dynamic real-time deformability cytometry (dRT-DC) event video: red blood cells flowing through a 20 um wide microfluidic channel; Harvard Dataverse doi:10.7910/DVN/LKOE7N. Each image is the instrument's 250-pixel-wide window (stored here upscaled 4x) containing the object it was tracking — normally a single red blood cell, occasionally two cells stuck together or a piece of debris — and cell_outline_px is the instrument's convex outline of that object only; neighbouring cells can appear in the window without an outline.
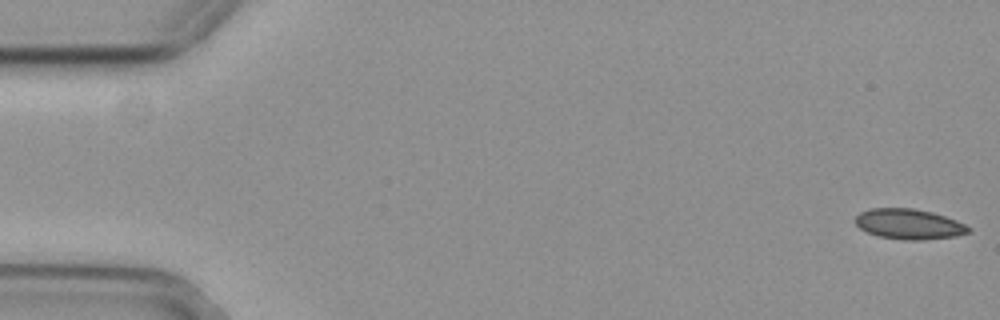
{"species": "common noctule bat (a hibernating species)", "species_latin": "Nyctalus noctula", "temperature_condition": "cold", "stored_images_in_passage": 37, "camera_frame_rate_fps": 3000, "um_per_image_px": 0.085, "animal": {"sex": "female", "body_mass_g": 29.2, "forearm_length_mm": 56.3}, "frame": {"image": 1, "passage_image": 1, "time_ms": 0.0, "image_size_px": [1000, 320], "cell_outline_px": [[972, 232], [956, 236], [924, 240], [904, 240], [876, 236], [860, 228], [856, 224], [856, 216], [860, 212], [868, 208], [912, 208], [932, 212], [956, 220], [972, 228]], "centroid_in_image_um": [77.28, 19.05], "position_along_channel_um": 7.7, "area_um2": 20.11}}
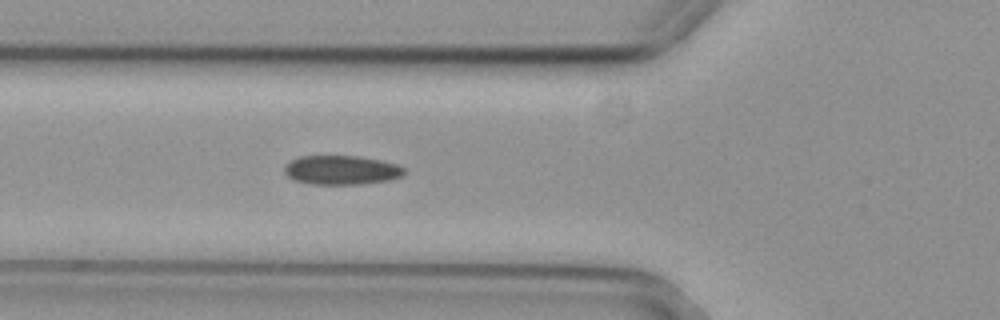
{"frame": {"image": 2, "passage_image": 20, "time_ms": 6.333, "image_size_px": [1000, 320], "cell_outline_px": [[408, 172], [400, 176], [388, 180], [360, 184], [312, 184], [292, 180], [284, 172], [284, 164], [300, 156], [356, 156], [380, 160], [396, 164], [404, 168]], "centroid_in_image_um": [28.99, 14.45], "position_along_channel_um": 96.8, "area_um2": 20.35}}
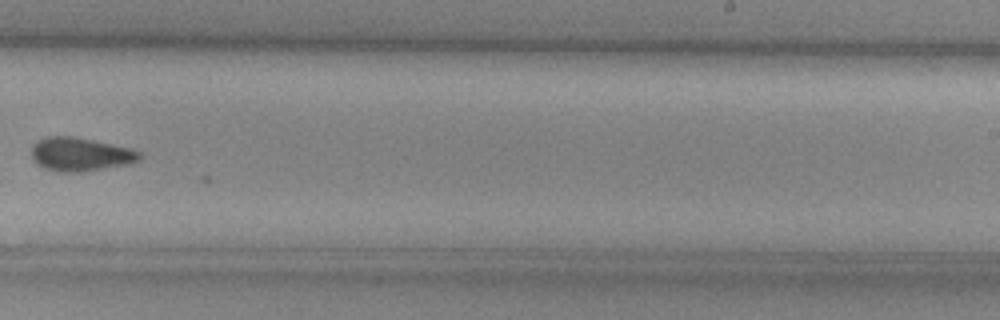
{"frame": {"image": 3, "passage_image": 35, "time_ms": 11.333, "image_size_px": [1000, 320], "cell_outline_px": [[144, 156], [140, 160], [132, 164], [80, 172], [60, 172], [44, 168], [36, 164], [32, 160], [32, 144], [36, 140], [44, 136], [72, 136], [132, 148], [140, 152]], "centroid_in_image_um": [6.84, 13.12], "position_along_channel_um": 282.2, "area_um2": 21.56}}